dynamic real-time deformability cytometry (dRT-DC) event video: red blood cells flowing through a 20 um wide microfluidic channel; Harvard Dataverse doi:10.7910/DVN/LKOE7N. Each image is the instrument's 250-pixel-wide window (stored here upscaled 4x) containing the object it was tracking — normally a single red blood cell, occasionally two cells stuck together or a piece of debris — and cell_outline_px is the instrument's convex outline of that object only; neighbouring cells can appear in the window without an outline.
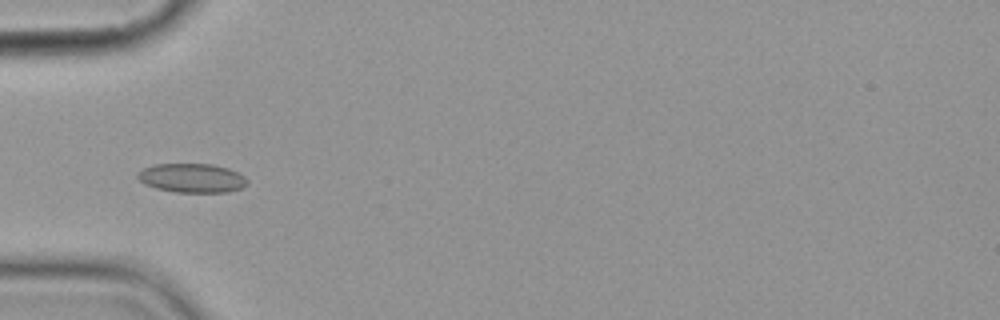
{"species": "common noctule bat (a hibernating species)", "species_latin": "Nyctalus noctula", "temperature_condition": "cold", "stored_images_in_passage": 8, "camera_frame_rate_fps": 3000, "um_per_image_px": 0.085, "animal": {"sex": "female", "body_mass_g": 19.9}, "frame": {"image": 1, "passage_image": 5, "time_ms": 4.667, "image_size_px": [1000, 320], "cell_outline_px": [[248, 184], [240, 188], [228, 192], [176, 192], [156, 188], [144, 184], [136, 176], [144, 168], [156, 164], [212, 164], [228, 168], [244, 176], [248, 180]], "centroid_in_image_um": [16.33, 15.13], "position_along_channel_um": 68.7, "area_um2": 18.44}}
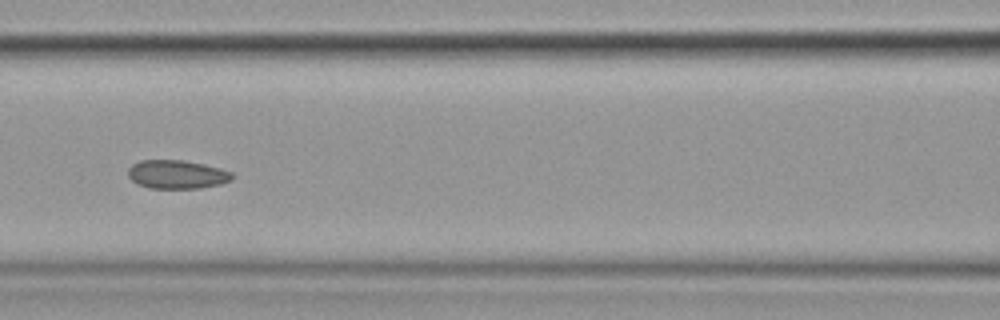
{"frame": {"image": 2, "passage_image": 7, "time_ms": 7.0, "image_size_px": [1000, 320], "cell_outline_px": [[236, 176], [232, 180], [220, 184], [200, 188], [148, 188], [136, 184], [128, 176], [128, 168], [132, 164], [140, 160], [184, 160], [204, 164], [220, 168], [232, 172]], "centroid_in_image_um": [15.05, 14.82], "position_along_channel_um": 151.6, "area_um2": 17.57}}
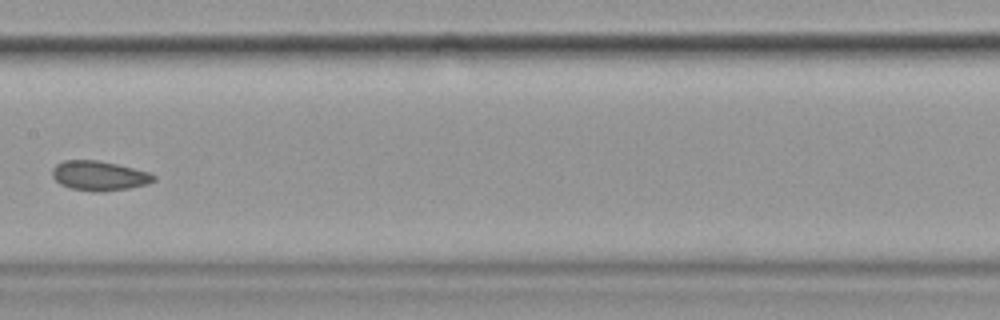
{"frame": {"image": 3, "passage_image": 8, "time_ms": 8.333, "image_size_px": [1000, 320], "cell_outline_px": [[156, 180], [148, 184], [128, 188], [100, 192], [96, 192], [72, 188], [60, 184], [52, 176], [52, 168], [56, 164], [64, 160], [96, 160], [116, 164], [152, 172], [156, 176]], "centroid_in_image_um": [8.46, 14.93], "position_along_channel_um": 198.9, "area_um2": 17.57}}